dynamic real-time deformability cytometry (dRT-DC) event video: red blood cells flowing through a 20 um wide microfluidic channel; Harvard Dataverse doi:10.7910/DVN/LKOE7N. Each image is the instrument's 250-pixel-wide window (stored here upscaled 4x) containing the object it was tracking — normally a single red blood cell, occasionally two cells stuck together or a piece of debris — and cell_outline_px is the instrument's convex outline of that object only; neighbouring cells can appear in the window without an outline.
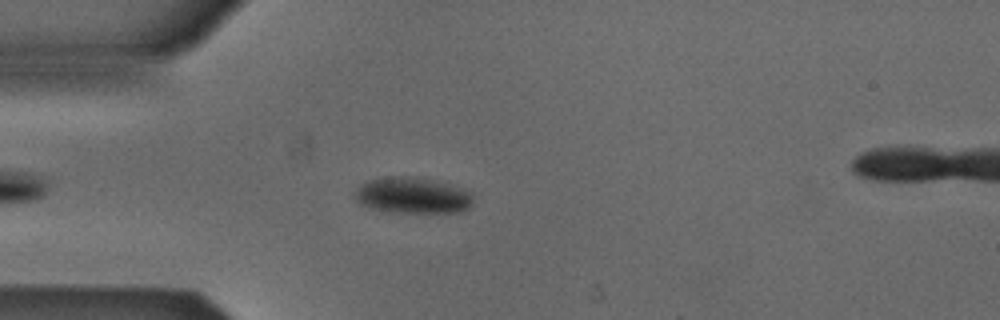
{"species": "Egyptian fruit bat (a non-hibernating species)", "species_latin": "Rousettus aegyptiacus", "temperature_condition": "cold", "stored_images_in_passage": 47, "camera_frame_rate_fps": 3000, "um_per_image_px": 0.085, "animal": {"sex": "male"}, "frame": {"image": 1, "passage_image": 7, "time_ms": 2.0, "image_size_px": [1000, 320], "cell_outline_px": [[472, 204], [468, 208], [460, 212], [388, 212], [372, 208], [360, 204], [352, 196], [352, 192], [360, 184], [368, 180], [392, 176], [416, 176], [448, 184], [460, 188], [468, 192], [472, 196]], "centroid_in_image_um": [34.99, 16.6], "position_along_channel_um": 50.0, "area_um2": 24.97}}
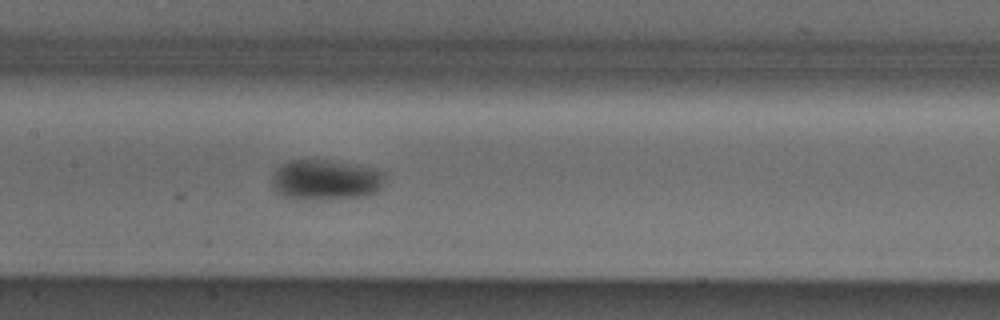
{"frame": {"image": 2, "passage_image": 18, "time_ms": 5.667, "image_size_px": [1000, 320], "cell_outline_px": [[384, 184], [376, 192], [364, 196], [304, 200], [292, 200], [276, 192], [272, 188], [272, 172], [280, 164], [288, 160], [328, 160], [360, 164], [384, 172]], "centroid_in_image_um": [27.63, 15.28], "position_along_channel_um": 179.8, "area_um2": 27.11}}
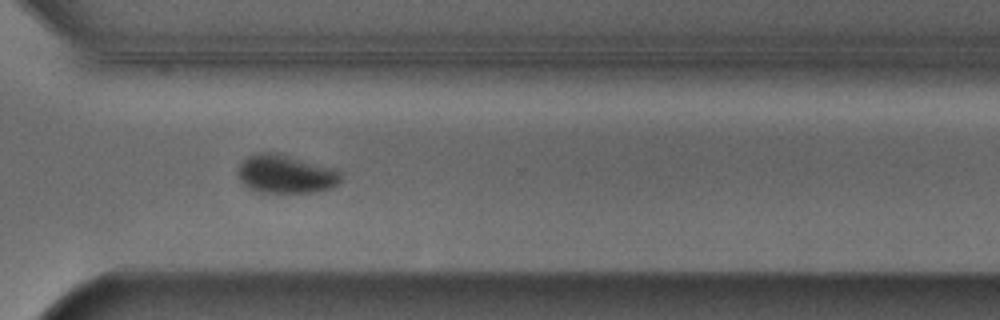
{"frame": {"image": 3, "passage_image": 31, "time_ms": 10.0, "image_size_px": [1000, 320], "cell_outline_px": [[340, 180], [332, 188], [316, 192], [260, 192], [248, 188], [236, 176], [236, 168], [248, 156], [256, 152], [276, 152], [340, 172]], "centroid_in_image_um": [24.18, 14.8], "position_along_channel_um": 346.4, "area_um2": 22.72}}